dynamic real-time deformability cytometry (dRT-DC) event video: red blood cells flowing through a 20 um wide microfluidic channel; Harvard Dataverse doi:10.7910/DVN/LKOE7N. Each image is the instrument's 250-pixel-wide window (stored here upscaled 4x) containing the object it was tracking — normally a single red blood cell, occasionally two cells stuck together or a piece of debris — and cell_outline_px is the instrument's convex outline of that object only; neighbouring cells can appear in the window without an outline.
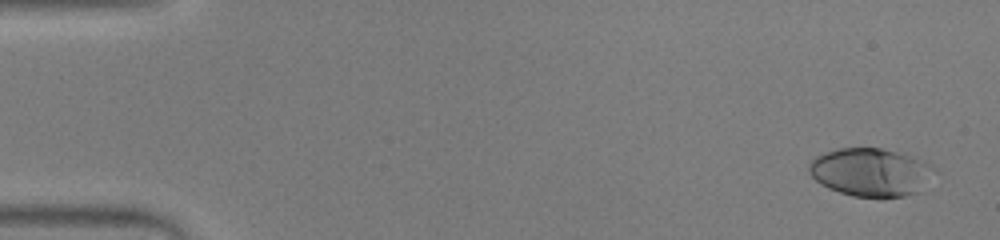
{"species": "human", "species_latin": "Homo sapiens", "temperature_condition": "warm", "stored_images_in_passage": 53, "camera_frame_rate_fps": 3000, "um_per_image_px": 0.085, "donor": {"sex": "male"}, "frame": {"image": 1, "passage_image": 3, "time_ms": 0.667, "image_size_px": [1000, 240], "cell_outline_px": [[932, 168], [916, 192], [904, 196], [852, 196], [828, 188], [820, 184], [808, 172], [808, 164], [816, 156], [824, 152], [840, 148], [880, 148], [928, 160], [932, 164]], "centroid_in_image_um": [73.91, 14.6], "position_along_channel_um": 11.1, "area_um2": 34.39}}
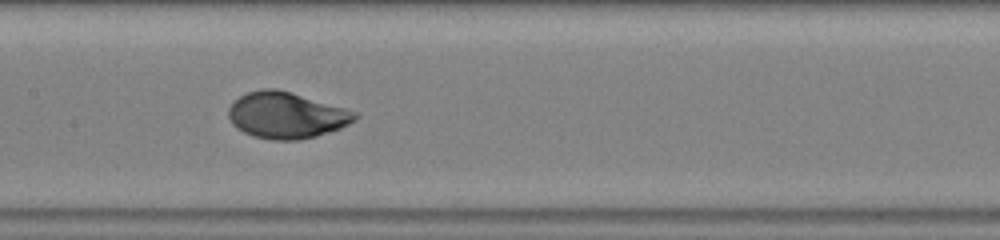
{"frame": {"image": 2, "passage_image": 27, "time_ms": 8.667, "image_size_px": [1000, 240], "cell_outline_px": [[360, 116], [356, 120], [340, 128], [316, 136], [300, 140], [272, 140], [252, 136], [236, 128], [232, 124], [228, 116], [228, 108], [240, 96], [248, 92], [260, 88], [276, 88], [292, 92], [360, 112]], "centroid_in_image_um": [24.37, 9.79], "position_along_channel_um": 183.0, "area_um2": 34.45}}
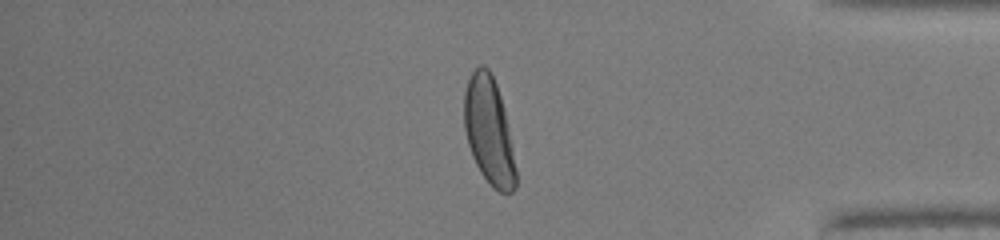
{"frame": {"image": 3, "passage_image": 45, "time_ms": 14.667, "image_size_px": [1000, 240], "cell_outline_px": [[516, 188], [512, 192], [500, 192], [492, 188], [480, 172], [472, 156], [468, 144], [464, 128], [464, 92], [468, 80], [472, 72], [480, 64], [484, 64], [492, 72], [504, 108], [512, 144], [516, 168]], "centroid_in_image_um": [41.56, 11.13], "position_along_channel_um": 393.6, "area_um2": 32.48}, "authors_computed_cell_mechanics": {"area_um2": 33.4084, "velocity_mm_per_s": 3.9361, "shape_relaxation_time_tau1_ms": 3.5932, "shape_relaxation_time_tau2_ms": null, "deformation_change_tau1": 0.2199, "deformation_change_tau2": null}}